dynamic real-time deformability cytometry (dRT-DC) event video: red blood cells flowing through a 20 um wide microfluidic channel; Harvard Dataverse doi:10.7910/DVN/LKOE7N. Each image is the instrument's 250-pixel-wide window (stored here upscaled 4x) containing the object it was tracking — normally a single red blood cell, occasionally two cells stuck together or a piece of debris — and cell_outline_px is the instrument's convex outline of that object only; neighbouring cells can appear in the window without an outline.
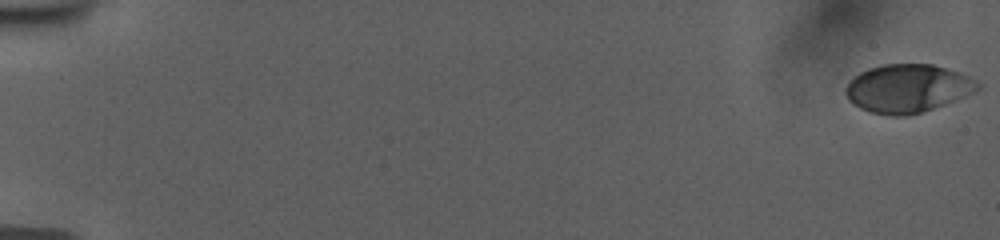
{"species": "human", "species_latin": "Homo sapiens", "temperature_condition": "room temperature", "stored_images_in_passage": 57, "camera_frame_rate_fps": 3000, "um_per_image_px": 0.085, "donor": {"sex": "female"}, "frame": {"image": 1, "passage_image": 1, "time_ms": 0.0, "image_size_px": [1000, 240], "cell_outline_px": [[980, 88], [976, 92], [956, 100], [908, 116], [888, 116], [868, 112], [860, 108], [848, 100], [844, 92], [844, 88], [860, 72], [868, 68], [884, 64], [932, 64], [960, 72], [976, 80], [980, 84]], "centroid_in_image_um": [77.15, 7.52], "position_along_channel_um": 7.9, "area_um2": 37.28}}
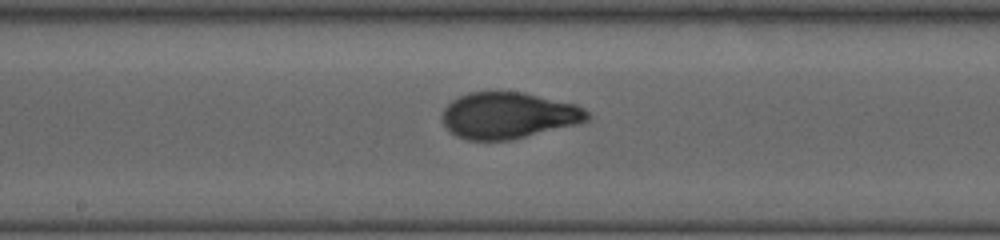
{"frame": {"image": 2, "passage_image": 32, "time_ms": 10.333, "image_size_px": [1000, 240], "cell_outline_px": [[592, 116], [588, 120], [580, 124], [512, 140], [468, 140], [456, 136], [444, 124], [444, 108], [452, 100], [468, 92], [524, 92], [576, 104], [584, 108]], "centroid_in_image_um": [43.28, 9.82], "position_along_channel_um": 204.9, "area_um2": 39.3}}
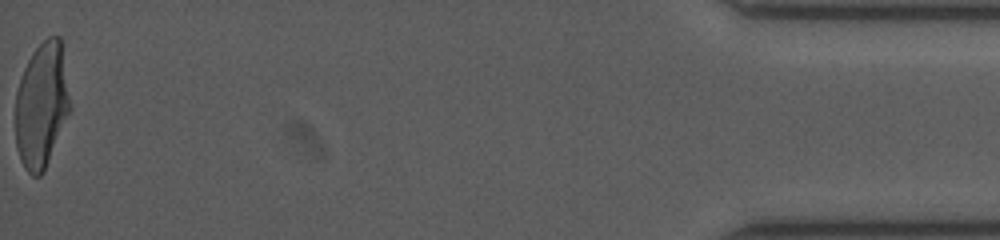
{"frame": {"image": 3, "passage_image": 57, "time_ms": 18.667, "image_size_px": [1000, 240], "cell_outline_px": [[68, 112], [44, 172], [40, 176], [32, 176], [24, 168], [20, 160], [16, 148], [16, 92], [24, 68], [32, 52], [48, 36], [60, 36], [68, 96]], "centroid_in_image_um": [3.49, 8.97], "position_along_channel_um": 431.7, "area_um2": 38.84}, "authors_computed_cell_mechanics": {"area_um2": 38.7838, "velocity_mm_per_s": 3.7486, "shape_relaxation_time_tau1_ms": 5.6755, "shape_relaxation_time_tau2_ms": null, "deformation_change_tau1": 0.1962, "deformation_change_tau2": null}}